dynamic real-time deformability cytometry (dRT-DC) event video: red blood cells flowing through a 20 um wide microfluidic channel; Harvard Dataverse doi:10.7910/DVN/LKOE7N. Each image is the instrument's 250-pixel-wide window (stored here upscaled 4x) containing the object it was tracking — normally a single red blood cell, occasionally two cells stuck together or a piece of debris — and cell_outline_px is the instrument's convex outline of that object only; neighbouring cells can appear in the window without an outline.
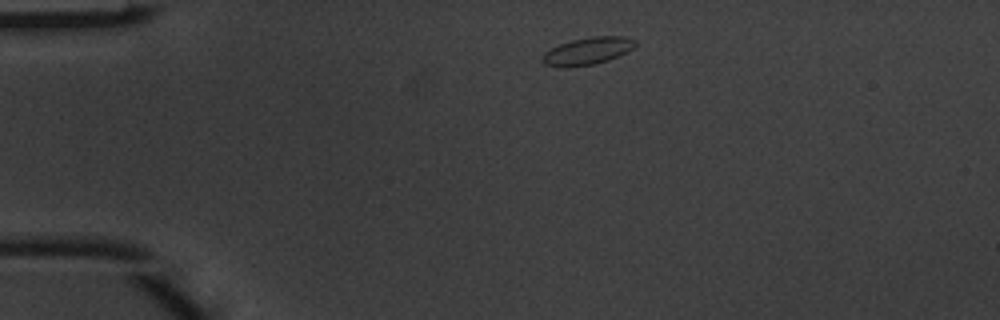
{"species": "common noctule bat (a hibernating species)", "species_latin": "Nyctalus noctula", "temperature_condition": "warm", "stored_images_in_passage": 2, "camera_frame_rate_fps": 3000, "um_per_image_px": 0.085, "animal": {"sex": "male", "body_mass_g": 20.1, "forearm_length_mm": 53.5}, "frame": {"image": 1, "passage_image": 1, "time_ms": 0.0, "image_size_px": [1000, 320], "cell_outline_px": [[636, 44], [628, 52], [608, 60], [592, 64], [568, 68], [556, 68], [544, 64], [540, 60], [544, 52], [560, 44], [572, 40], [596, 36], [624, 36], [636, 40]], "centroid_in_image_um": [49.91, 4.36], "position_along_channel_um": 35.1, "area_um2": 14.91}}